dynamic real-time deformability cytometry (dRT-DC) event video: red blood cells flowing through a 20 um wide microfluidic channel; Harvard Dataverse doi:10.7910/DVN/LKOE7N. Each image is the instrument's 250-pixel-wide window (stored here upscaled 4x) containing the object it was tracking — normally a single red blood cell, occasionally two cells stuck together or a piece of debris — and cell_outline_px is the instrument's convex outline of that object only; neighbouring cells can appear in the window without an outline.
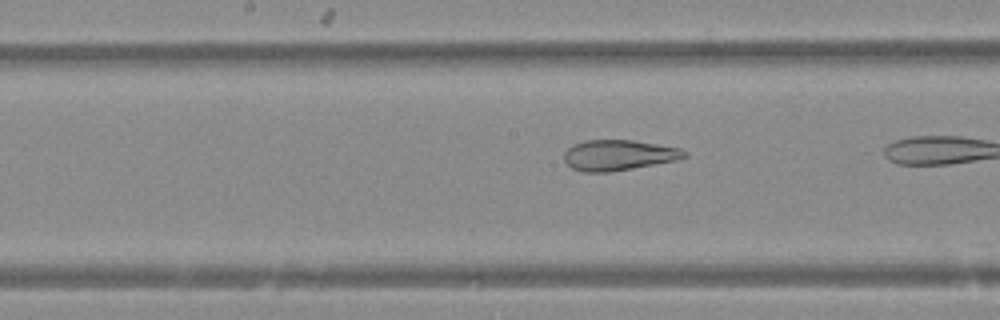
{"species": "Egyptian fruit bat (a non-hibernating species)", "species_latin": "Rousettus aegyptiacus", "temperature_condition": "warm", "stored_images_in_passage": 26, "camera_frame_rate_fps": 3000, "um_per_image_px": 0.085, "animal": {"sex": "female"}, "frame": {"image": 1, "passage_image": 22, "time_ms": 7.0, "image_size_px": [1000, 320], "cell_outline_px": [[688, 156], [676, 160], [632, 168], [608, 172], [584, 172], [572, 168], [564, 160], [564, 152], [572, 144], [584, 140], [632, 140], [680, 148], [688, 152]], "centroid_in_image_um": [52.56, 13.18], "position_along_channel_um": 195.6, "area_um2": 21.33}}